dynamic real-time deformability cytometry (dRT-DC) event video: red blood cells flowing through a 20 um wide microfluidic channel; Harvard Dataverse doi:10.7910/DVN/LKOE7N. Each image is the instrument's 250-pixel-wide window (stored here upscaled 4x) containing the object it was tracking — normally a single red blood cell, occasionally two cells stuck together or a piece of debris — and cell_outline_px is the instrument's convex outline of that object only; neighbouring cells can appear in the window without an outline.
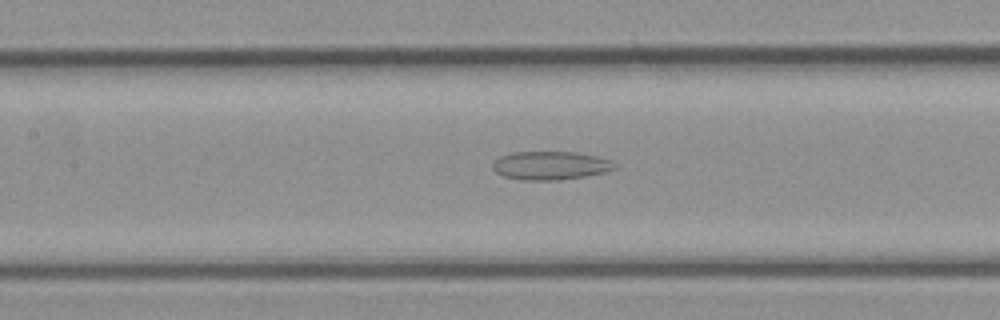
{"species": "common noctule bat (a hibernating species)", "species_latin": "Nyctalus noctula", "temperature_condition": "cold", "stored_images_in_passage": 33, "segment_of_instrument_passage": [1, 2], "camera_frame_rate_fps": 3000, "um_per_image_px": 0.085, "animal": {"sex": "female", "body_mass_g": 21.9}, "frame": {"image": 1, "passage_image": 24, "time_ms": 7.667, "image_size_px": [1000, 320], "cell_outline_px": [[616, 168], [604, 172], [584, 176], [560, 180], [524, 180], [504, 176], [496, 172], [492, 168], [492, 164], [500, 156], [512, 152], [576, 152], [596, 156], [608, 160], [616, 164]], "centroid_in_image_um": [46.76, 14.07], "position_along_channel_um": 160.6, "area_um2": 20.06}}
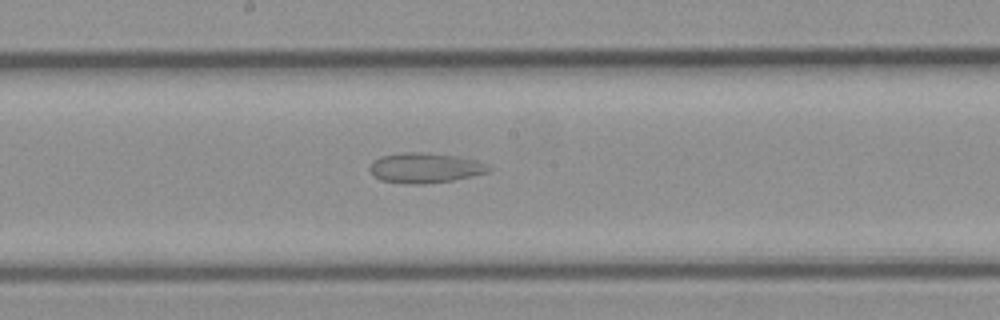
{"frame": {"image": 2, "passage_image": 28, "time_ms": 9.0, "image_size_px": [1000, 320], "cell_outline_px": [[492, 168], [488, 172], [472, 176], [452, 180], [424, 184], [408, 184], [380, 180], [372, 176], [368, 168], [372, 160], [380, 156], [404, 152], [416, 152], [456, 156], [476, 160], [488, 164]], "centroid_in_image_um": [36.08, 14.27], "position_along_channel_um": 212.1, "area_um2": 20.98}}
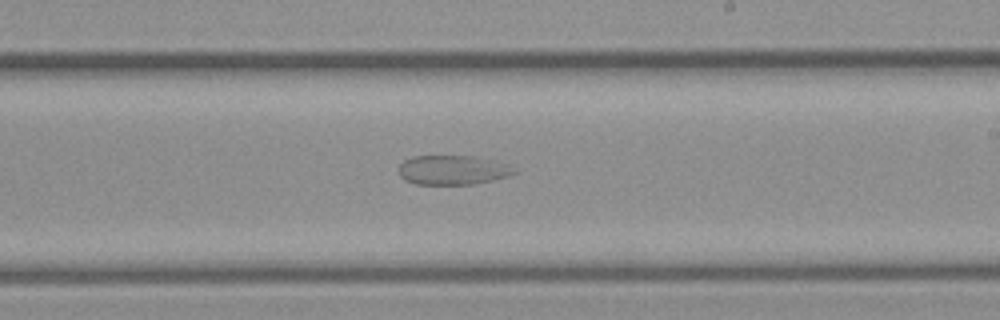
{"frame": {"image": 3, "passage_image": 31, "time_ms": 10.0, "image_size_px": [1000, 320], "cell_outline_px": [[520, 172], [508, 176], [476, 184], [416, 184], [404, 180], [400, 176], [396, 168], [404, 160], [412, 156], [476, 156], [496, 160], [512, 164]], "centroid_in_image_um": [38.53, 14.44], "position_along_channel_um": 250.5, "area_um2": 20.35}}